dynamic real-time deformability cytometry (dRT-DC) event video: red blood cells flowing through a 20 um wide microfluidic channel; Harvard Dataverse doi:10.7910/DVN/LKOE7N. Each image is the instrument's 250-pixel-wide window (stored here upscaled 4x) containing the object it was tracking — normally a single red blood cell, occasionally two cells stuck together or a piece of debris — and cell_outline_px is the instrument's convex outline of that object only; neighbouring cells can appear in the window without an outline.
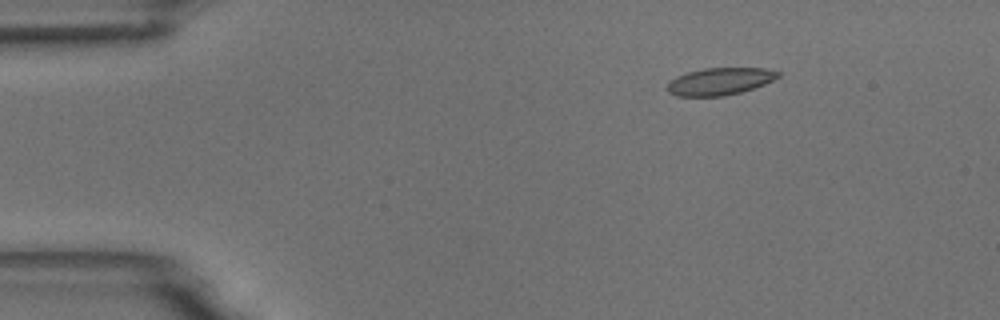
{"species": "common noctule bat (a hibernating species)", "species_latin": "Nyctalus noctula", "temperature_condition": "room temperature", "stored_images_in_passage": 4, "camera_frame_rate_fps": 3000, "um_per_image_px": 0.085, "animal": {"sex": "male", "body_mass_g": 18.8}, "frame": {"image": 1, "passage_image": 2, "time_ms": 2.0, "image_size_px": [1000, 320], "cell_outline_px": [[780, 76], [764, 84], [740, 92], [724, 96], [676, 96], [668, 92], [664, 88], [676, 76], [688, 72], [704, 68], [768, 68], [780, 72]], "centroid_in_image_um": [61.16, 6.91], "position_along_channel_um": 23.8, "area_um2": 17.57}}
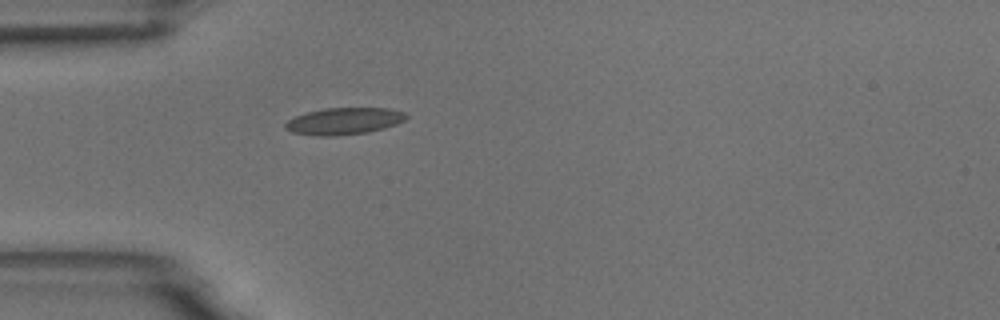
{"frame": {"image": 2, "passage_image": 4, "time_ms": 4.667, "image_size_px": [1000, 320], "cell_outline_px": [[408, 116], [404, 120], [396, 124], [384, 128], [368, 132], [336, 136], [316, 136], [292, 132], [284, 128], [284, 124], [288, 120], [296, 116], [308, 112], [324, 108], [388, 108], [404, 112]], "centroid_in_image_um": [29.23, 10.3], "position_along_channel_um": 55.8, "area_um2": 18.9}}